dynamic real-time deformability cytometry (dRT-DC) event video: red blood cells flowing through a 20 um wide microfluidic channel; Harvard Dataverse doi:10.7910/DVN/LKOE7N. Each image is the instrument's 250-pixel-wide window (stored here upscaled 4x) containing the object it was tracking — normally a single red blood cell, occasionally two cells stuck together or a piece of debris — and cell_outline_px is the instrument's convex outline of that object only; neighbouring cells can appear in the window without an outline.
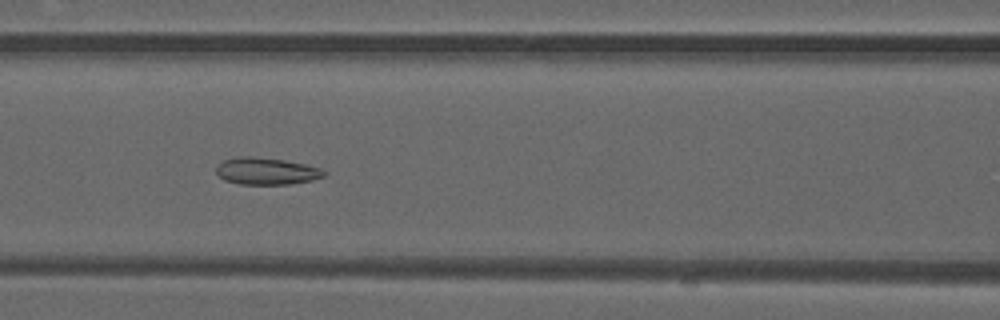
{"species": "common noctule bat (a hibernating species)", "species_latin": "Nyctalus noctula", "temperature_condition": "warm", "stored_images_in_passage": 46, "camera_frame_rate_fps": 3000, "um_per_image_px": 0.085, "animal": {"sex": "male", "forearm_length_mm": 52.5}, "frame": {"image": 1, "passage_image": 18, "time_ms": 5.667, "image_size_px": [1000, 320], "cell_outline_px": [[324, 176], [312, 180], [292, 184], [240, 184], [224, 180], [216, 172], [216, 164], [224, 160], [240, 156], [248, 156], [284, 160], [304, 164], [320, 168], [324, 172]], "centroid_in_image_um": [22.6, 14.55], "position_along_channel_um": 144.0, "area_um2": 16.82}}
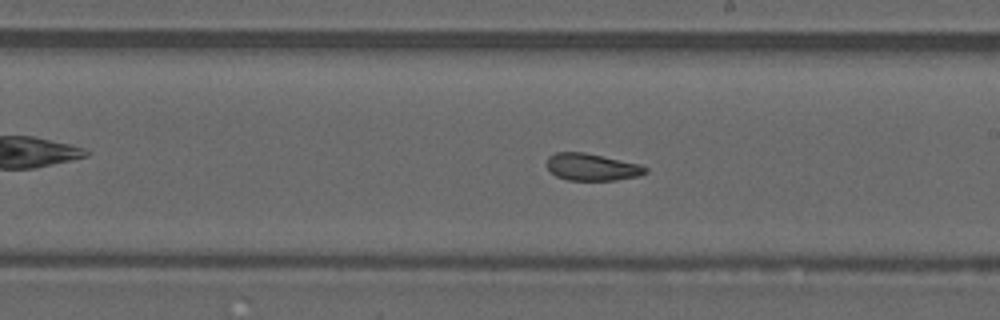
{"frame": {"image": 2, "passage_image": 25, "time_ms": 8.0, "image_size_px": [1000, 320], "cell_outline_px": [[648, 172], [640, 176], [616, 180], [568, 180], [556, 176], [548, 168], [548, 156], [556, 152], [584, 152], [640, 164], [648, 168]], "centroid_in_image_um": [50.35, 14.2], "position_along_channel_um": 238.7, "area_um2": 15.55}}
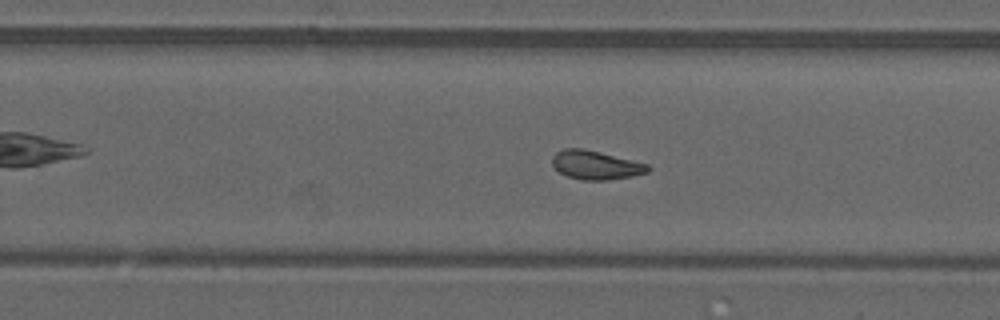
{"frame": {"image": 3, "passage_image": 28, "time_ms": 9.0, "image_size_px": [1000, 320], "cell_outline_px": [[652, 168], [648, 172], [632, 176], [608, 180], [580, 180], [568, 176], [560, 172], [552, 164], [552, 156], [556, 152], [564, 148], [580, 148], [600, 152], [648, 164]], "centroid_in_image_um": [50.64, 14.03], "position_along_channel_um": 279.2, "area_um2": 16.01}, "authors_computed_cell_mechanics": {"area_um2": 16.8198, "velocity_mm_per_s": 4.0753, "shape_relaxation_time_tau1_ms": null, "shape_relaxation_time_tau2_ms": 1.6821, "deformation_change_tau1": null, "deformation_change_tau2": 0.0785}}